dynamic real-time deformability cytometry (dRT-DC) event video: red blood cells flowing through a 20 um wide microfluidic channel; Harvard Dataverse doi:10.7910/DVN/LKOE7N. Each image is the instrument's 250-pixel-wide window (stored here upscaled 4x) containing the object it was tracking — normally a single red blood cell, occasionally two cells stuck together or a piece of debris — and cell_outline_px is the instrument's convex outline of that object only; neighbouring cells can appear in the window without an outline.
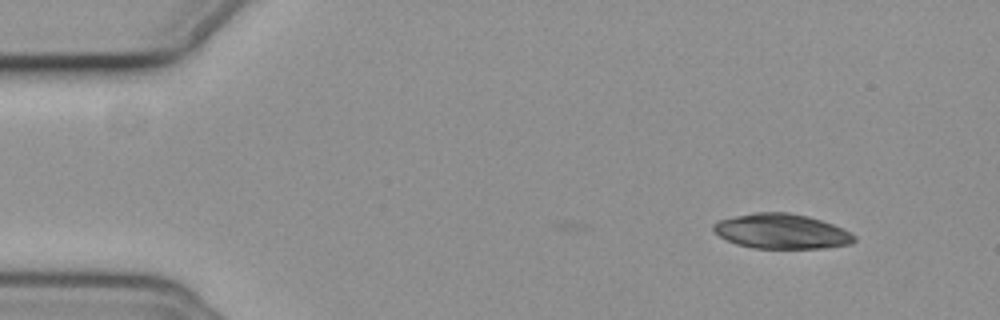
{"species": "common noctule bat (a hibernating species)", "species_latin": "Nyctalus noctula", "temperature_condition": "cold", "stored_images_in_passage": 3, "camera_frame_rate_fps": 3000, "um_per_image_px": 0.085, "animal": {"sex": "female", "body_mass_g": 19.3, "forearm_length_mm": 54.1}, "frame": {"image": 1, "passage_image": 1, "time_ms": 0.0, "image_size_px": [1000, 320], "cell_outline_px": [[856, 240], [852, 244], [820, 248], [752, 248], [736, 244], [720, 236], [712, 228], [712, 224], [720, 220], [736, 216], [756, 212], [788, 212], [808, 216], [832, 224], [856, 236]], "centroid_in_image_um": [66.43, 19.66], "position_along_channel_um": 18.6, "area_um2": 28.38}}